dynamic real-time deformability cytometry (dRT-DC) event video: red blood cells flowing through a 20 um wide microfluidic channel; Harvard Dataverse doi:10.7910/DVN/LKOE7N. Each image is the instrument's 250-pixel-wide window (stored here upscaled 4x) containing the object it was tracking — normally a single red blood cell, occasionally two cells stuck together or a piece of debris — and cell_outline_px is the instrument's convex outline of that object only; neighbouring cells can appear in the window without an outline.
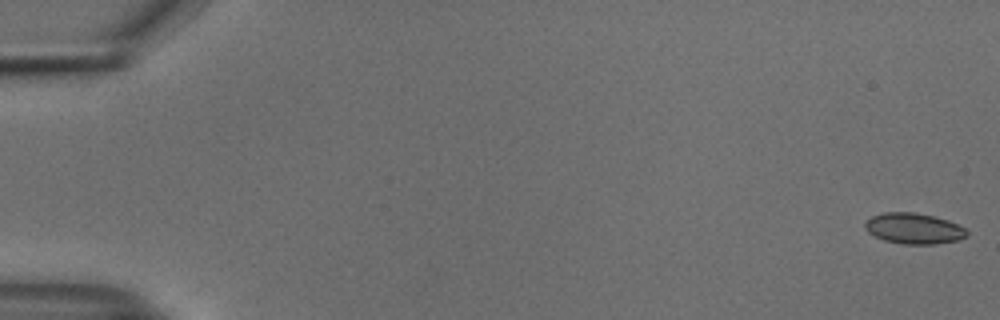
{"species": "common noctule bat (a hibernating species)", "species_latin": "Nyctalus noctula", "temperature_condition": "cold", "stored_images_in_passage": 10, "camera_frame_rate_fps": 3000, "um_per_image_px": 0.085, "animal": {"sex": "male", "body_mass_g": 18.8}, "frame": {"image": 1, "passage_image": 1, "time_ms": 0.0, "image_size_px": [1000, 320], "cell_outline_px": [[968, 236], [960, 240], [936, 244], [904, 244], [884, 240], [868, 232], [864, 228], [864, 220], [872, 216], [884, 212], [912, 212], [932, 216], [948, 220], [964, 228], [968, 232]], "centroid_in_image_um": [77.66, 19.42], "position_along_channel_um": 7.3, "area_um2": 18.32}}